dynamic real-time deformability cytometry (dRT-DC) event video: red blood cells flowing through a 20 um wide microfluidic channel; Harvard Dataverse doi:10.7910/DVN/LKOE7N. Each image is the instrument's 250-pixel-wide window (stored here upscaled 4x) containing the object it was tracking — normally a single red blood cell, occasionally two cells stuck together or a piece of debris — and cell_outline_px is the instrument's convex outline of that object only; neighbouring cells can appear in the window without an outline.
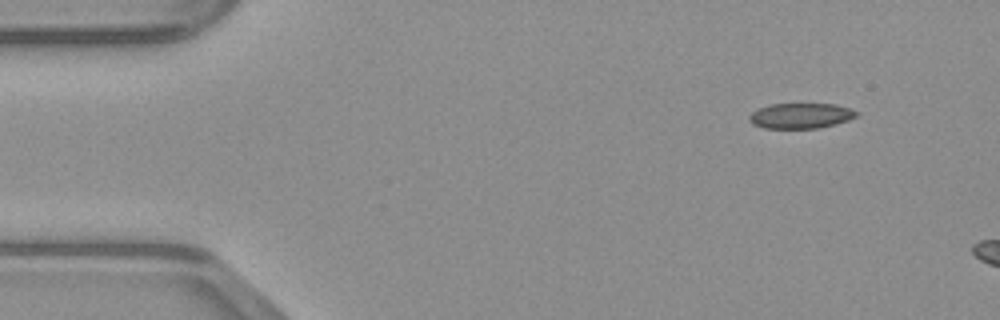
{"species": "common noctule bat (a hibernating species)", "species_latin": "Nyctalus noctula", "temperature_condition": "warm", "stored_images_in_passage": 5, "camera_frame_rate_fps": 3000, "um_per_image_px": 0.085, "animal": {"sex": "male", "body_mass_g": 23.1, "forearm_length_mm": 52.7}, "frame": {"image": 1, "passage_image": 1, "time_ms": 0.0, "image_size_px": [1000, 320], "cell_outline_px": [[860, 112], [856, 116], [848, 120], [836, 124], [820, 128], [764, 128], [752, 124], [748, 120], [748, 116], [752, 112], [768, 104], [836, 104], [852, 108]], "centroid_in_image_um": [68.08, 9.84], "position_along_channel_um": 16.9, "area_um2": 16.01}}